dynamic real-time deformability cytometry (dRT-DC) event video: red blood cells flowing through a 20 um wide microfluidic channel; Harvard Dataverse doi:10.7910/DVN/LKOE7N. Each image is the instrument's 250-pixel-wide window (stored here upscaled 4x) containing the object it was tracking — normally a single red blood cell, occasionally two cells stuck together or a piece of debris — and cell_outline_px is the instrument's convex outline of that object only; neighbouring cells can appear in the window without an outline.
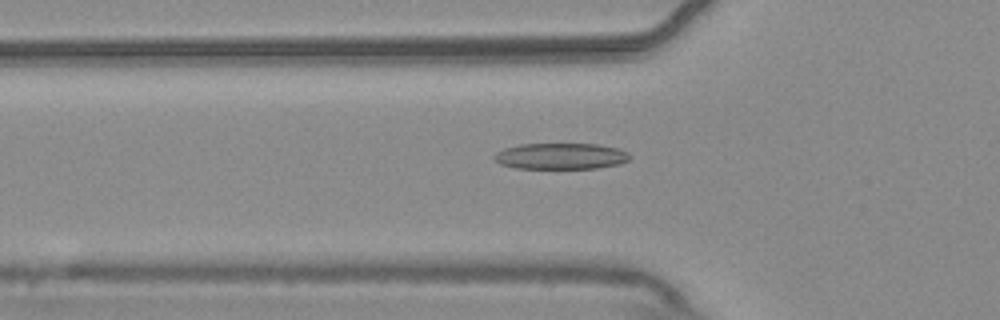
{"species": "common noctule bat (a hibernating species)", "species_latin": "Nyctalus noctula", "temperature_condition": "warm", "stored_images_in_passage": 37, "camera_frame_rate_fps": 3000, "um_per_image_px": 0.085, "animal": {"sex": "male", "body_mass_g": 20.4}, "frame": {"image": 1, "passage_image": 2, "time_ms": 0.333, "image_size_px": [1000, 320], "cell_outline_px": [[628, 160], [620, 164], [596, 168], [516, 168], [500, 164], [492, 156], [496, 152], [504, 148], [520, 144], [596, 144], [616, 148], [628, 152]], "centroid_in_image_um": [47.63, 13.27], "position_along_channel_um": 78.2, "area_um2": 20.52}}
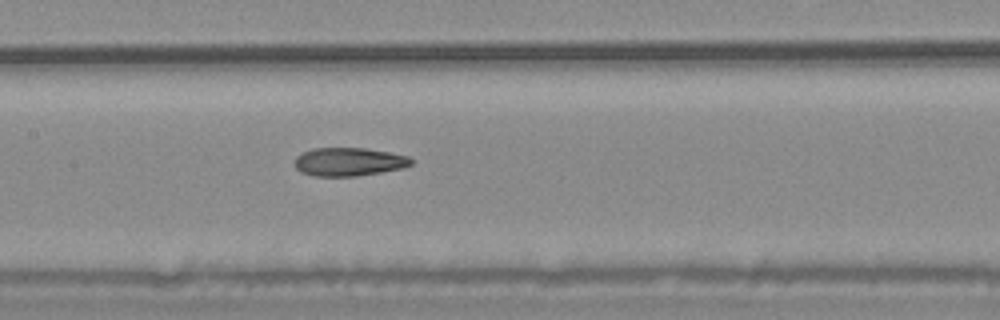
{"frame": {"image": 2, "passage_image": 10, "time_ms": 3.0, "image_size_px": [1000, 320], "cell_outline_px": [[412, 164], [404, 168], [356, 176], [312, 176], [300, 172], [296, 168], [296, 156], [312, 148], [364, 148], [388, 152], [408, 156], [412, 160]], "centroid_in_image_um": [29.65, 13.76], "position_along_channel_um": 177.8, "area_um2": 19.19}}
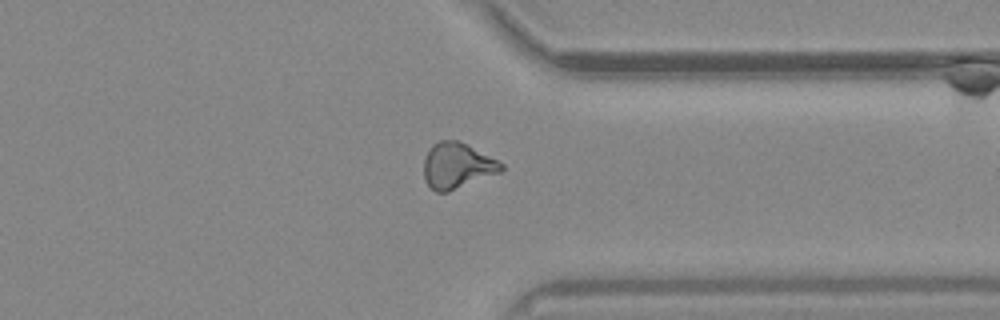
{"frame": {"image": 3, "passage_image": 26, "time_ms": 8.333, "image_size_px": [1000, 320], "cell_outline_px": [[504, 168], [500, 172], [448, 192], [436, 192], [424, 180], [424, 160], [432, 144], [440, 140], [456, 140], [504, 164]], "centroid_in_image_um": [38.82, 14.1], "position_along_channel_um": 372.6, "area_um2": 20.17}, "authors_computed_cell_mechanics": {"area_um2": 19.652, "velocity_mm_per_s": 3.6912, "shape_relaxation_time_tau1_ms": null, "shape_relaxation_time_tau2_ms": 2.5754, "deformation_change_tau1": null, "deformation_change_tau2": 0.1118}}